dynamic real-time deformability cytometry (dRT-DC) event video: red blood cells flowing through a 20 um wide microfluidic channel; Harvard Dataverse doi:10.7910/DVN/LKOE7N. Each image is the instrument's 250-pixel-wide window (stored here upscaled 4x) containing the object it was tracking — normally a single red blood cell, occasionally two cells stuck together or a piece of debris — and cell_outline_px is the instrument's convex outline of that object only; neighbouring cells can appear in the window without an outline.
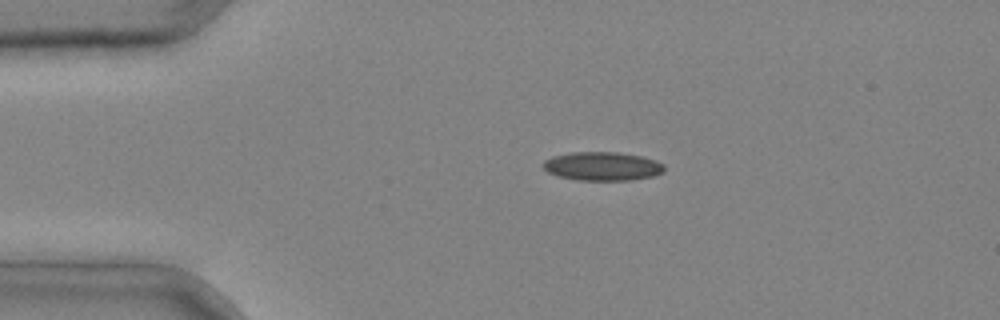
{"species": "common noctule bat (a hibernating species)", "species_latin": "Nyctalus noctula", "temperature_condition": "cold", "stored_images_in_passage": 2, "camera_frame_rate_fps": 3000, "um_per_image_px": 0.085, "animal": {"sex": "male", "body_mass_g": 20.4}, "frame": {"image": 1, "passage_image": 1, "time_ms": 0.0, "image_size_px": [1000, 320], "cell_outline_px": [[664, 172], [652, 176], [632, 180], [576, 180], [556, 176], [548, 172], [544, 168], [544, 160], [552, 156], [572, 152], [616, 152], [644, 156], [656, 160], [664, 164]], "centroid_in_image_um": [51.22, 14.13], "position_along_channel_um": 33.8, "area_um2": 20.4}}